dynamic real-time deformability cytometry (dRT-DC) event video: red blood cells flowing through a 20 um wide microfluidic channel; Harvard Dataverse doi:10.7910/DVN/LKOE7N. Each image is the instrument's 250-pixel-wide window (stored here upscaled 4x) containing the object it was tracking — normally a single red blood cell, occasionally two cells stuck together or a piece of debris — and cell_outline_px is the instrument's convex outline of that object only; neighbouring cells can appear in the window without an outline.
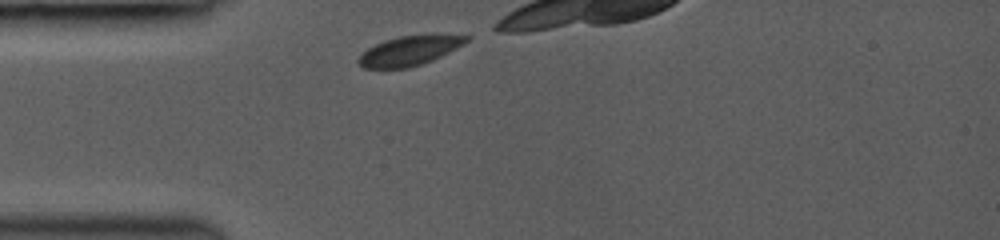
{"species": "common noctule bat (a hibernating species)", "species_latin": "Nyctalus noctula", "temperature_condition": "room temperature", "stored_images_in_passage": 16, "camera_frame_rate_fps": 3000, "um_per_image_px": 0.085, "animal": {"sex": "female", "body_mass_g": 19.0, "forearm_length_mm": 53.3}, "frame": {"image": 1, "passage_image": 1, "time_ms": 0.0, "image_size_px": [1000, 240], "cell_outline_px": [[468, 40], [464, 44], [432, 60], [408, 68], [364, 68], [356, 60], [368, 48], [384, 40], [400, 36], [432, 32], [468, 36]], "centroid_in_image_um": [34.84, 4.27], "position_along_channel_um": 50.2, "area_um2": 18.79}}
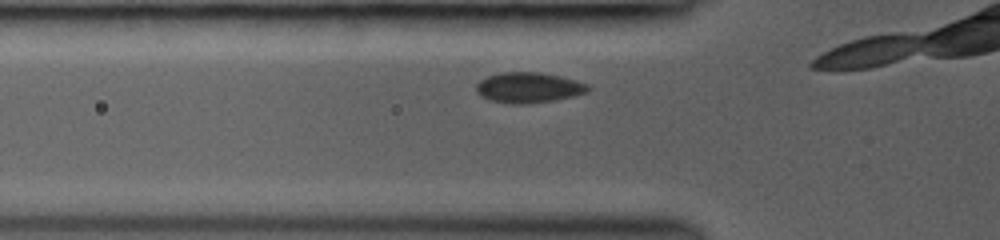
{"frame": {"image": 2, "passage_image": 7, "time_ms": 1.0, "image_size_px": [1000, 240], "cell_outline_px": [[592, 88], [588, 92], [556, 100], [524, 104], [508, 104], [488, 100], [480, 96], [476, 92], [476, 84], [480, 80], [488, 76], [500, 72], [540, 72], [560, 76], [576, 80], [588, 84]], "centroid_in_image_um": [44.92, 7.45], "position_along_channel_um": 80.9, "area_um2": 20.11}}
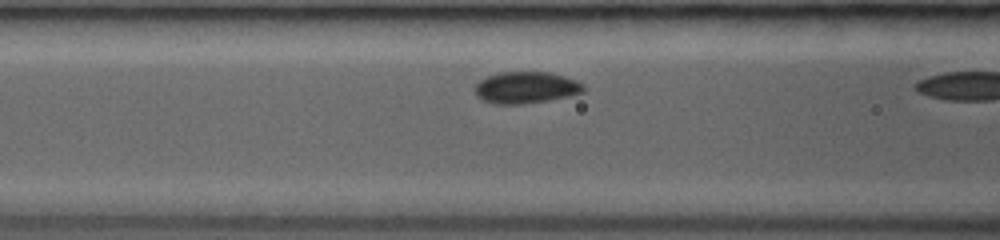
{"frame": {"image": 3, "passage_image": 14, "time_ms": 2.0, "image_size_px": [1000, 240], "cell_outline_px": [[584, 92], [568, 96], [548, 100], [524, 104], [492, 104], [480, 100], [476, 96], [476, 84], [480, 80], [488, 76], [500, 72], [552, 72], [576, 80], [584, 84]], "centroid_in_image_um": [44.7, 7.45], "position_along_channel_um": 121.9, "area_um2": 20.17}}